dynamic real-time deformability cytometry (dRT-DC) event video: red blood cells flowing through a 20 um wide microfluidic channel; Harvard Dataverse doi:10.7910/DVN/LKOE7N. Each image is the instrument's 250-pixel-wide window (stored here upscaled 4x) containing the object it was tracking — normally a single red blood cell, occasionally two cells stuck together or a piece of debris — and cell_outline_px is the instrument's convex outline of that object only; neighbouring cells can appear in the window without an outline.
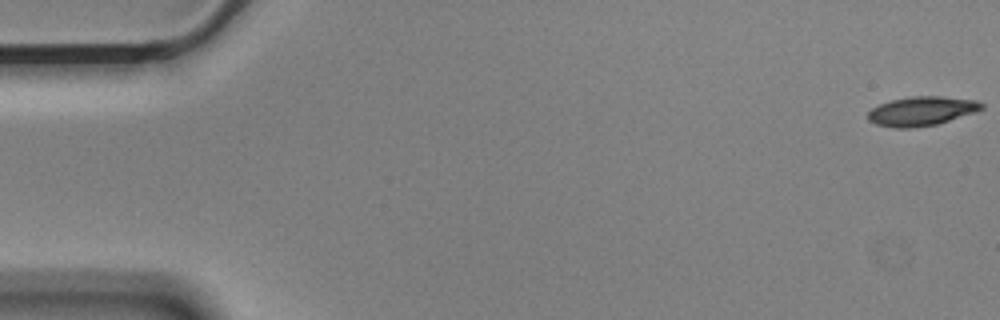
{"species": "Egyptian fruit bat (a non-hibernating species)", "species_latin": "Rousettus aegyptiacus", "temperature_condition": "cold", "stored_images_in_passage": 56, "camera_frame_rate_fps": 3000, "um_per_image_px": 0.085, "animal": {"sex": "male"}, "frame": {"image": 1, "passage_image": 1, "time_ms": 0.0, "image_size_px": [1000, 320], "cell_outline_px": [[984, 108], [976, 112], [936, 124], [908, 128], [896, 128], [876, 124], [868, 120], [868, 112], [872, 108], [880, 104], [892, 100], [912, 96], [940, 96], [976, 100], [984, 104]], "centroid_in_image_um": [78.35, 9.44], "position_along_channel_um": 6.7, "area_um2": 19.19}}
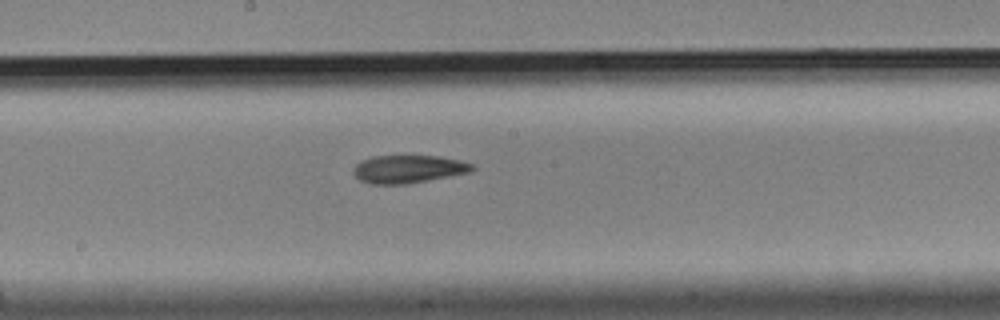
{"frame": {"image": 2, "passage_image": 30, "time_ms": 9.667, "image_size_px": [1000, 320], "cell_outline_px": [[476, 168], [472, 172], [408, 184], [372, 184], [360, 180], [352, 172], [352, 168], [360, 160], [372, 156], [440, 156], [460, 160], [472, 164]], "centroid_in_image_um": [34.71, 14.37], "position_along_channel_um": 213.5, "area_um2": 19.54}}
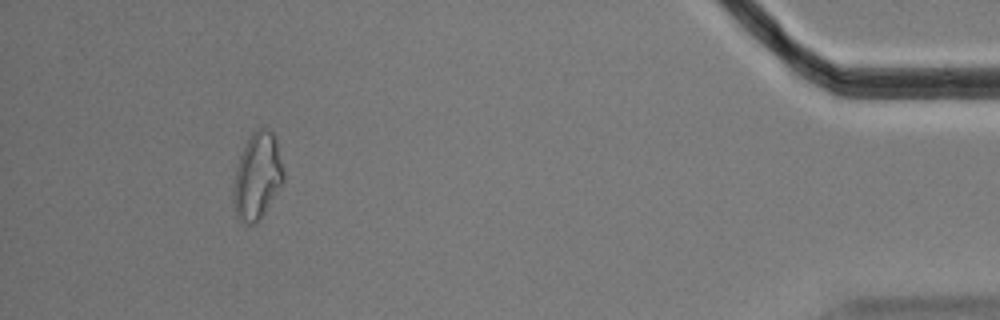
{"frame": {"image": 3, "passage_image": 52, "time_ms": 17.0, "image_size_px": [1000, 320], "cell_outline_px": [[284, 184], [256, 224], [248, 224], [240, 220], [236, 216], [232, 200], [232, 188], [236, 168], [244, 144], [252, 132], [256, 128], [268, 128], [276, 136], [284, 172]], "centroid_in_image_um": [21.87, 14.97], "position_along_channel_um": 413.3, "area_um2": 25.84}, "authors_computed_cell_mechanics": {"area_um2": 19.8832, "velocity_mm_per_s": 3.5869, "shape_relaxation_time_tau1_ms": 5.9834, "shape_relaxation_time_tau2_ms": 10.6124, "deformation_change_tau1": 0.1596, "deformation_change_tau2": 0.2131}}